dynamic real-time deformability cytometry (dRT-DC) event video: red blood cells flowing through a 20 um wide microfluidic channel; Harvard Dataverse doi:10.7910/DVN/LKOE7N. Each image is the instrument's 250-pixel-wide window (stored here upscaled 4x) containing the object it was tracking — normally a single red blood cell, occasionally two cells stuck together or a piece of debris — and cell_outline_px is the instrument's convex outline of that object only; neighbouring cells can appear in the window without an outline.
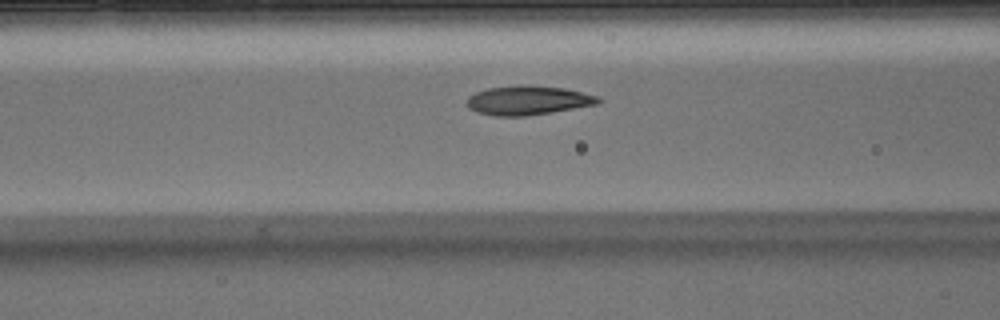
{"species": "Egyptian fruit bat (a non-hibernating species)", "species_latin": "Rousettus aegyptiacus", "temperature_condition": "warm", "stored_images_in_passage": 32, "camera_frame_rate_fps": 3000, "um_per_image_px": 0.085, "animal": {"sex": "male"}, "frame": {"image": 1, "passage_image": 10, "time_ms": 3.0, "image_size_px": [1000, 320], "cell_outline_px": [[604, 100], [596, 104], [552, 112], [528, 116], [492, 116], [476, 112], [468, 108], [464, 104], [464, 100], [468, 96], [476, 92], [488, 88], [516, 84], [528, 84], [564, 88], [600, 96]], "centroid_in_image_um": [44.83, 8.52], "position_along_channel_um": 121.8, "area_um2": 22.89}}
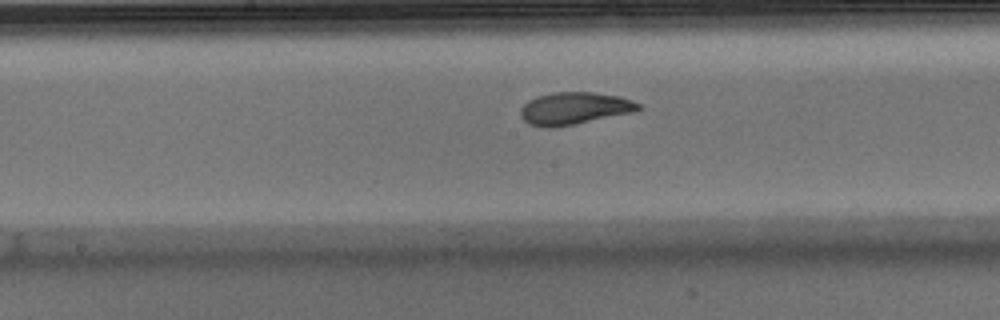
{"frame": {"image": 2, "passage_image": 16, "time_ms": 5.0, "image_size_px": [1000, 320], "cell_outline_px": [[644, 108], [632, 112], [576, 124], [552, 128], [544, 128], [528, 124], [520, 116], [520, 108], [528, 100], [536, 96], [552, 92], [592, 92], [620, 96], [632, 100], [640, 104]], "centroid_in_image_um": [48.79, 9.21], "position_along_channel_um": 199.4, "area_um2": 22.43}}
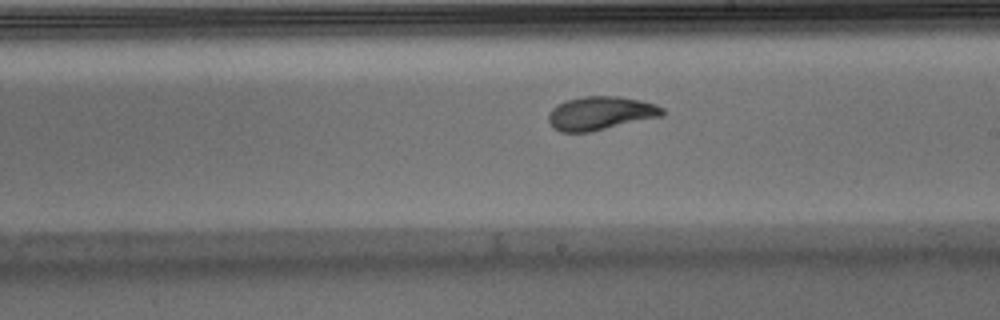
{"frame": {"image": 3, "passage_image": 19, "time_ms": 6.0, "image_size_px": [1000, 320], "cell_outline_px": [[664, 116], [592, 132], [560, 132], [552, 128], [548, 120], [548, 112], [556, 104], [580, 96], [620, 96], [640, 100], [656, 104], [664, 108]], "centroid_in_image_um": [51.04, 9.63], "position_along_channel_um": 238.0, "area_um2": 22.72}}